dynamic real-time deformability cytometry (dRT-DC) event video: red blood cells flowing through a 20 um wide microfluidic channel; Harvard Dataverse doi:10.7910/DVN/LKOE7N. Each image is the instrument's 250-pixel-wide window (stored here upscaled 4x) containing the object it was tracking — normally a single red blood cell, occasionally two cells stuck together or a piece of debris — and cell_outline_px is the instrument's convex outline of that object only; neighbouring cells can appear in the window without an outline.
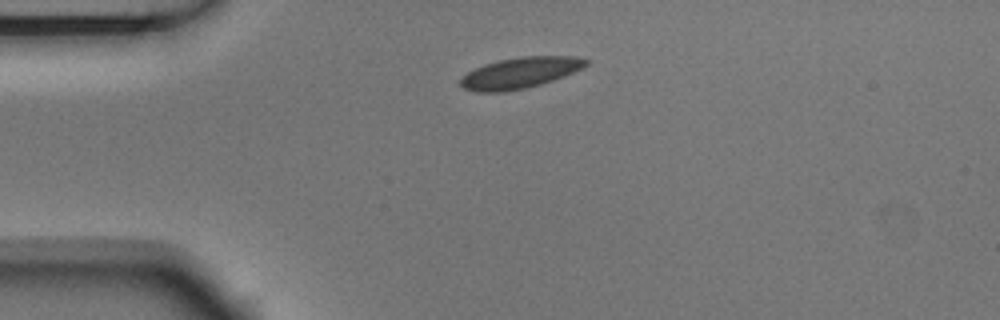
{"species": "Egyptian fruit bat (a non-hibernating species)", "species_latin": "Rousettus aegyptiacus", "temperature_condition": "room temperature", "stored_images_in_passage": 3, "camera_frame_rate_fps": 3000, "um_per_image_px": 0.085, "animal": {"sex": "male"}, "frame": {"image": 1, "passage_image": 1, "time_ms": 0.0, "image_size_px": [1000, 320], "cell_outline_px": [[588, 64], [564, 76], [540, 84], [524, 88], [504, 92], [476, 92], [464, 88], [460, 84], [460, 80], [468, 72], [484, 64], [500, 60], [520, 56], [576, 56], [588, 60]], "centroid_in_image_um": [44.19, 6.19], "position_along_channel_um": 40.8, "area_um2": 22.37}}
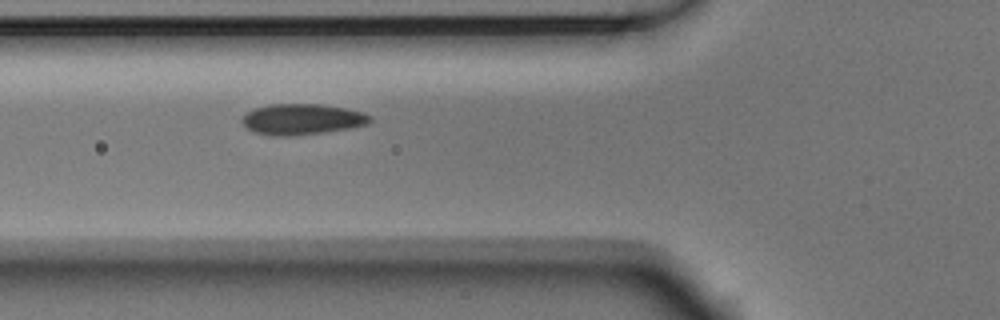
{"frame": {"image": 2, "passage_image": 3, "time_ms": 0.667, "image_size_px": [1000, 320], "cell_outline_px": [[372, 120], [368, 124], [348, 128], [324, 132], [296, 136], [268, 136], [252, 132], [240, 120], [248, 112], [256, 108], [268, 104], [320, 104], [344, 108], [364, 112], [372, 116]], "centroid_in_image_um": [25.67, 10.15], "position_along_channel_um": 100.1, "area_um2": 23.12}}